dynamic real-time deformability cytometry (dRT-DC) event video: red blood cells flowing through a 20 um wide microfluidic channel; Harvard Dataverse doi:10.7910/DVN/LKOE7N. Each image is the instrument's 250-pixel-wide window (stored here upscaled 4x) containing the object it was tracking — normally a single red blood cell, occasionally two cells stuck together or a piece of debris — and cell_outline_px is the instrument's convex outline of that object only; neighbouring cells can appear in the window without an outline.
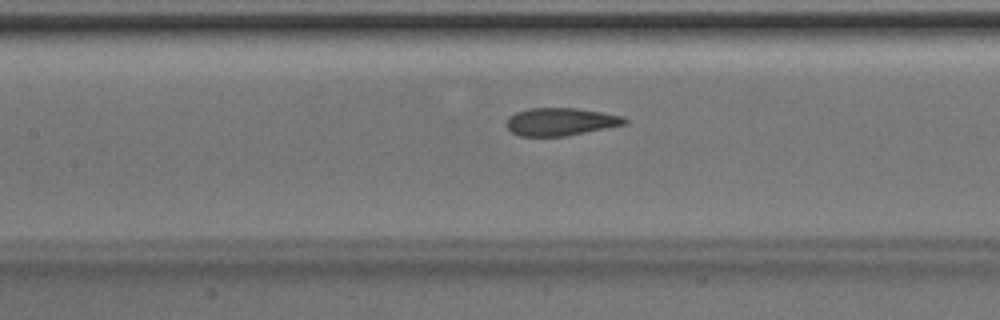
{"species": "Egyptian fruit bat (a non-hibernating species)", "species_latin": "Rousettus aegyptiacus", "temperature_condition": "room temperature", "stored_images_in_passage": 45, "camera_frame_rate_fps": 3000, "um_per_image_px": 0.085, "animal": {"sex": "male"}, "frame": {"image": 1, "passage_image": 22, "time_ms": 7.0, "image_size_px": [1000, 320], "cell_outline_px": [[628, 124], [564, 136], [520, 136], [512, 132], [504, 124], [508, 116], [516, 112], [528, 108], [576, 108], [624, 116], [628, 120]], "centroid_in_image_um": [47.63, 10.34], "position_along_channel_um": 159.8, "area_um2": 19.19}}
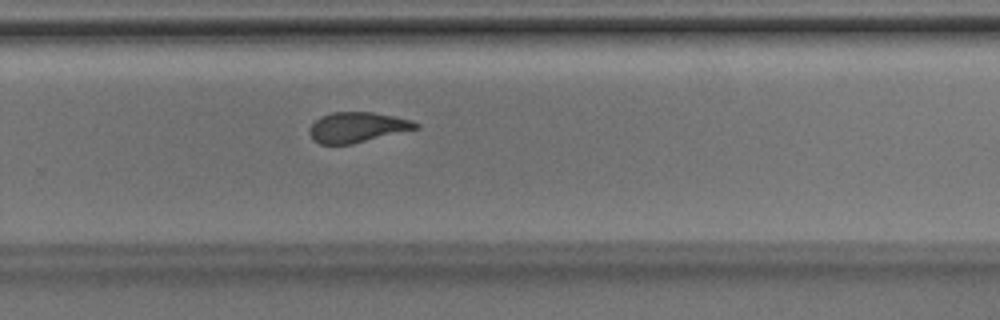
{"frame": {"image": 2, "passage_image": 32, "time_ms": 10.333, "image_size_px": [1000, 320], "cell_outline_px": [[420, 128], [352, 144], [320, 144], [312, 140], [308, 132], [308, 128], [320, 116], [332, 112], [372, 112], [412, 120], [420, 124]], "centroid_in_image_um": [30.35, 10.82], "position_along_channel_um": 299.5, "area_um2": 18.84}}
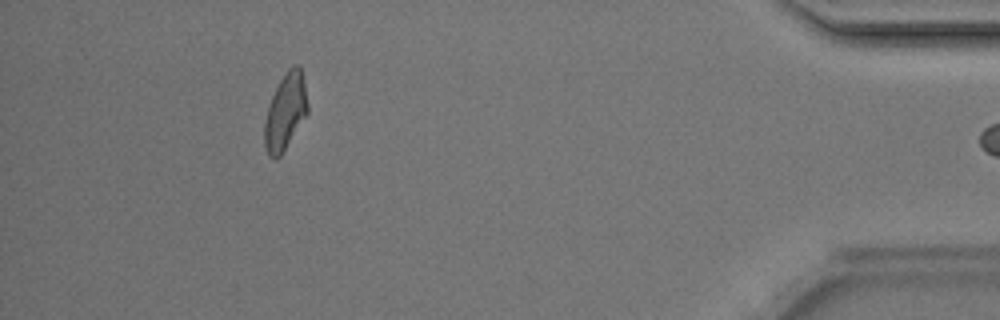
{"frame": {"image": 3, "passage_image": 44, "time_ms": 14.333, "image_size_px": [1000, 320], "cell_outline_px": [[308, 112], [280, 156], [276, 160], [268, 156], [264, 144], [264, 124], [268, 108], [272, 96], [280, 80], [288, 68], [292, 64], [296, 64], [300, 68], [304, 84], [308, 104]], "centroid_in_image_um": [24.24, 9.51], "position_along_channel_um": 411.0, "area_um2": 18.9}}